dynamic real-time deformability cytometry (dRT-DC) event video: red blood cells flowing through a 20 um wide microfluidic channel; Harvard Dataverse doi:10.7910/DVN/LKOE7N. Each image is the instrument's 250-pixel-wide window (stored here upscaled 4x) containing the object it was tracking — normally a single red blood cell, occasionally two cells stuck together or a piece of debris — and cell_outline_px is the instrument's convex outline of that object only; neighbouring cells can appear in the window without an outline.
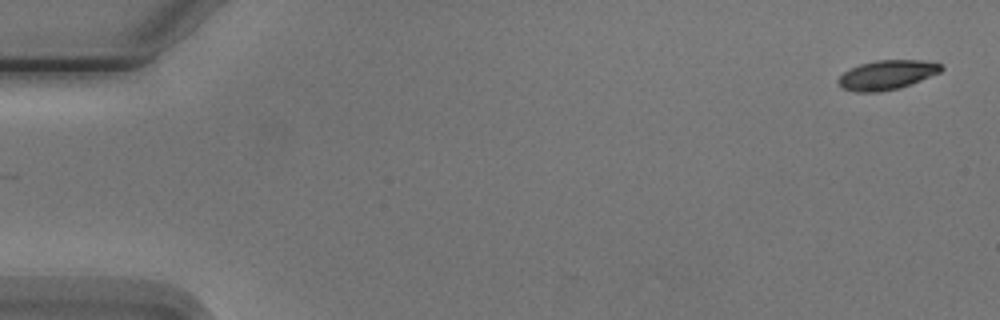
{"species": "Egyptian fruit bat (a non-hibernating species)", "species_latin": "Rousettus aegyptiacus", "temperature_condition": "cold", "stored_images_in_passage": 5, "segment_of_instrument_passage": [1, 2], "camera_frame_rate_fps": 3000, "um_per_image_px": 0.085, "animal": {"sex": "male"}, "frame": {"image": 1, "passage_image": 1, "time_ms": 0.0, "image_size_px": [1000, 320], "cell_outline_px": [[944, 68], [940, 72], [900, 88], [880, 92], [856, 92], [844, 88], [836, 80], [844, 72], [860, 64], [876, 60], [924, 60], [940, 64]], "centroid_in_image_um": [75.39, 6.36], "position_along_channel_um": 9.6, "area_um2": 17.46}}